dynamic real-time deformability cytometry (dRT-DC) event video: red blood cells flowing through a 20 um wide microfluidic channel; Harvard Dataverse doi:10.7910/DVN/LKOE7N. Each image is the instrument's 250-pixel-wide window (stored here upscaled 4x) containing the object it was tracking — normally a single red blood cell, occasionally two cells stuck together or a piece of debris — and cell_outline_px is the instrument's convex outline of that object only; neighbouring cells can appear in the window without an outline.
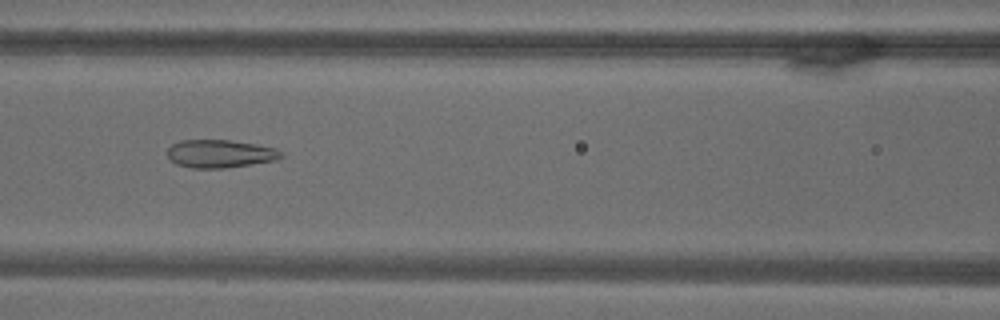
{"species": "common noctule bat (a hibernating species)", "species_latin": "Nyctalus noctula", "temperature_condition": "warm", "stored_images_in_passage": 69, "camera_frame_rate_fps": 3000, "um_per_image_px": 0.085, "animal": {"sex": "male", "body_mass_g": 18.8}, "frame": {"image": 1, "passage_image": 31, "time_ms": 10.0, "image_size_px": [1000, 320], "cell_outline_px": [[284, 156], [276, 160], [224, 168], [192, 168], [176, 164], [168, 160], [168, 148], [172, 144], [180, 140], [228, 140], [256, 144], [276, 148], [284, 152]], "centroid_in_image_um": [18.7, 13.06], "position_along_channel_um": 147.9, "area_um2": 18.67}}
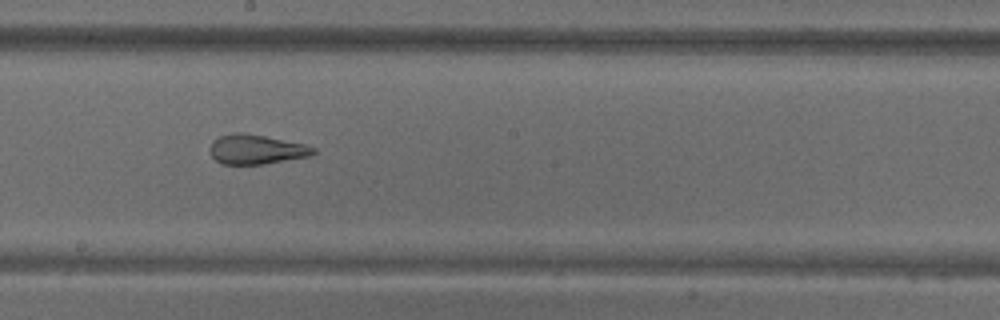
{"frame": {"image": 2, "passage_image": 39, "time_ms": 12.667, "image_size_px": [1000, 320], "cell_outline_px": [[316, 152], [312, 156], [264, 164], [220, 164], [212, 156], [208, 148], [212, 140], [220, 136], [232, 132], [240, 132], [264, 136], [304, 144], [316, 148]], "centroid_in_image_um": [21.76, 12.7], "position_along_channel_um": 226.4, "area_um2": 17.98}}
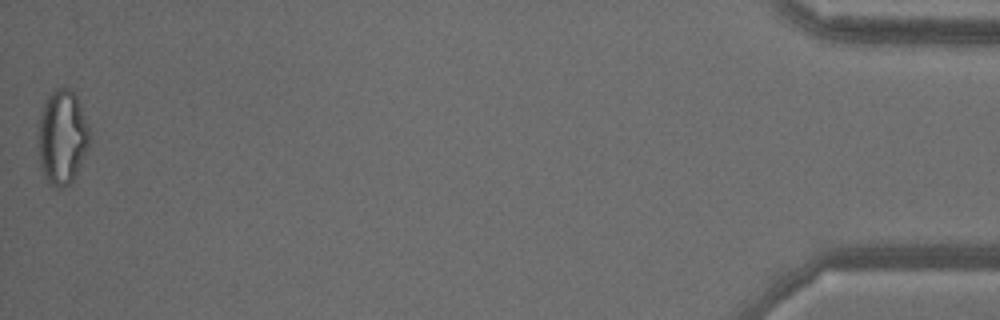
{"frame": {"image": 3, "passage_image": 69, "time_ms": 22.667, "image_size_px": [1000, 320], "cell_outline_px": [[92, 136], [88, 148], [72, 180], [68, 184], [60, 188], [56, 188], [48, 184], [44, 176], [40, 164], [36, 136], [40, 112], [48, 96], [56, 88], [68, 88], [76, 96], [88, 124]], "centroid_in_image_um": [5.26, 11.67], "position_along_channel_um": 429.9, "area_um2": 28.55}}